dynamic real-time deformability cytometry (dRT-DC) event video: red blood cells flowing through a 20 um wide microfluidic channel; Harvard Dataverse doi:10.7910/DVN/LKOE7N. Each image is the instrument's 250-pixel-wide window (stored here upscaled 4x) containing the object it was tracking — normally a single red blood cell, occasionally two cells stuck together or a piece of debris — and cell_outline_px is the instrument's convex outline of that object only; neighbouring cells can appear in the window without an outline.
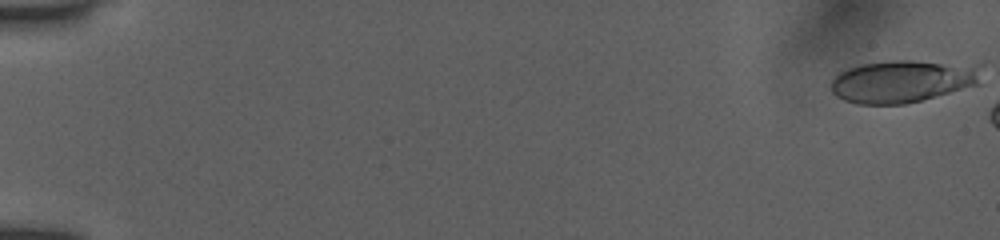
{"species": "human", "species_latin": "Homo sapiens", "temperature_condition": "room temperature", "stored_images_in_passage": 7, "camera_frame_rate_fps": 3000, "um_per_image_px": 0.085, "donor": {"sex": "female"}, "frame": {"image": 1, "passage_image": 1, "time_ms": 0.0, "image_size_px": [1000, 240], "cell_outline_px": [[984, 64], [976, 84], [920, 100], [904, 104], [856, 104], [844, 100], [836, 96], [832, 92], [832, 80], [840, 72], [848, 68], [864, 64], [896, 60], [908, 60]], "centroid_in_image_um": [76.73, 6.89], "position_along_channel_um": 8.3, "area_um2": 36.93}}